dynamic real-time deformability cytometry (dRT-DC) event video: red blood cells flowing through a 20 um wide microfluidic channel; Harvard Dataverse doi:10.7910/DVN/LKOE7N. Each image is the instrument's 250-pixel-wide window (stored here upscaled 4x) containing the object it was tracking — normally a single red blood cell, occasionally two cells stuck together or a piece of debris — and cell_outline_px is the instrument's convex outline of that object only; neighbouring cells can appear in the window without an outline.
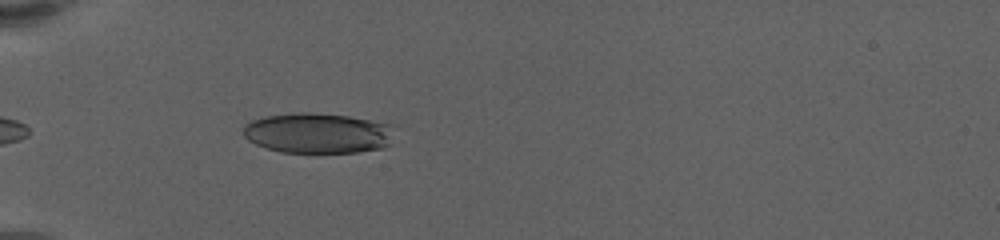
{"species": "human", "species_latin": "Homo sapiens", "temperature_condition": "warm", "stored_images_in_passage": 42, "camera_frame_rate_fps": 3000, "um_per_image_px": 0.085, "donor": {"sex": "female"}, "frame": {"image": 1, "passage_image": 4, "time_ms": 1.0, "image_size_px": [1000, 240], "cell_outline_px": [[392, 144], [384, 148], [356, 152], [280, 152], [256, 144], [248, 140], [244, 136], [244, 128], [252, 120], [264, 116], [296, 112], [312, 112], [348, 116], [392, 124]], "centroid_in_image_um": [27.05, 11.31], "position_along_channel_um": 58.0, "area_um2": 35.6}}
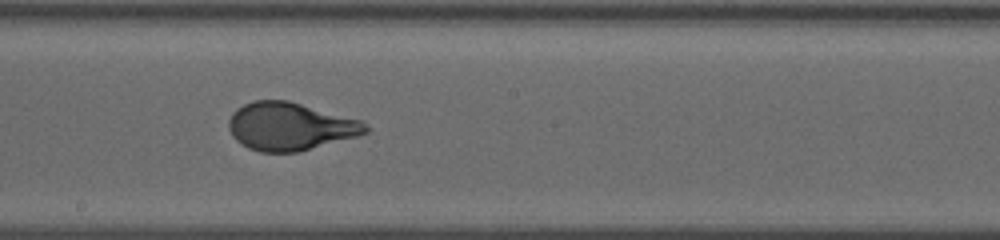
{"frame": {"image": 2, "passage_image": 20, "time_ms": 6.333, "image_size_px": [1000, 240], "cell_outline_px": [[368, 132], [356, 136], [296, 152], [260, 152], [248, 148], [240, 144], [232, 136], [228, 128], [228, 120], [232, 112], [236, 108], [252, 100], [288, 100], [364, 120], [368, 124]], "centroid_in_image_um": [24.64, 10.73], "position_along_channel_um": 223.6, "area_um2": 38.44}}
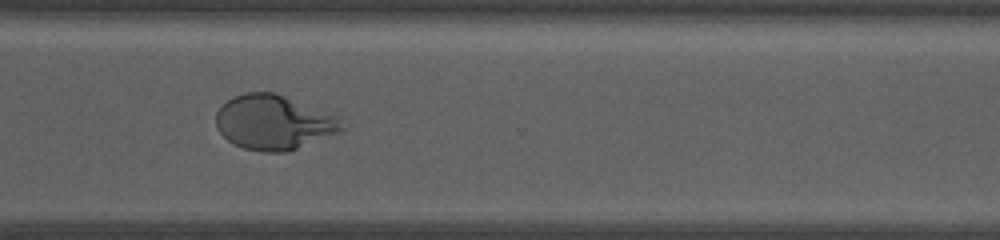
{"frame": {"image": 3, "passage_image": 31, "time_ms": 10.0, "image_size_px": [1000, 240], "cell_outline_px": [[348, 128], [288, 152], [264, 152], [244, 148], [228, 140], [216, 128], [216, 112], [228, 100], [236, 96], [248, 92], [272, 92], [344, 116]], "centroid_in_image_um": [23.37, 10.4], "position_along_channel_um": 347.2, "area_um2": 40.4}, "authors_computed_cell_mechanics": {"area_um2": 38.437, "velocity_mm_per_s": 3.3795, "shape_relaxation_time_tau1_ms": 4.2291, "shape_relaxation_time_tau2_ms": null, "deformation_change_tau1": 0.2106, "deformation_change_tau2": null}}